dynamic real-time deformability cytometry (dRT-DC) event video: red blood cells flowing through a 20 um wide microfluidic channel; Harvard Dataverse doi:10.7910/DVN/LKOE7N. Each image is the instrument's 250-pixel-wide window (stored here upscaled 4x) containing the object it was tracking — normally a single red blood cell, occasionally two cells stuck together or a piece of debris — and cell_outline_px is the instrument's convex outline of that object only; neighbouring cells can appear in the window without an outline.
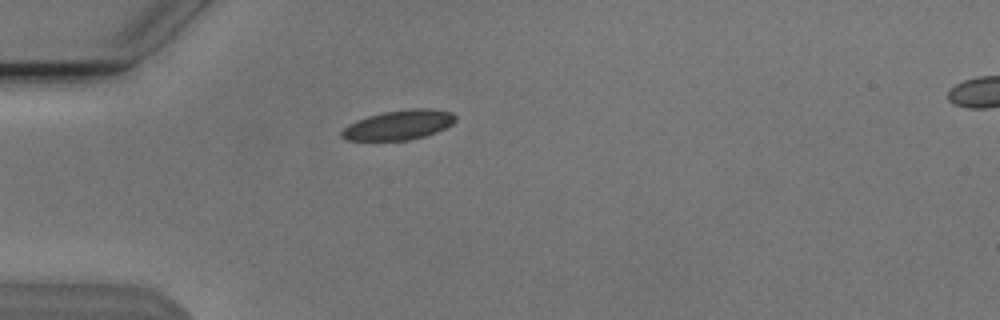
{"species": "Egyptian fruit bat (a non-hibernating species)", "species_latin": "Rousettus aegyptiacus", "temperature_condition": "cold", "stored_images_in_passage": 40, "camera_frame_rate_fps": 3000, "um_per_image_px": 0.085, "animal": {"sex": "male"}, "frame": {"image": 1, "passage_image": 1, "time_ms": 0.0, "image_size_px": [1000, 320], "cell_outline_px": [[456, 120], [452, 124], [436, 132], [424, 136], [408, 140], [348, 140], [340, 136], [340, 132], [348, 124], [356, 120], [368, 116], [384, 112], [412, 108], [432, 108], [452, 112], [456, 116]], "centroid_in_image_um": [33.9, 10.61], "position_along_channel_um": 51.1, "area_um2": 19.65}}
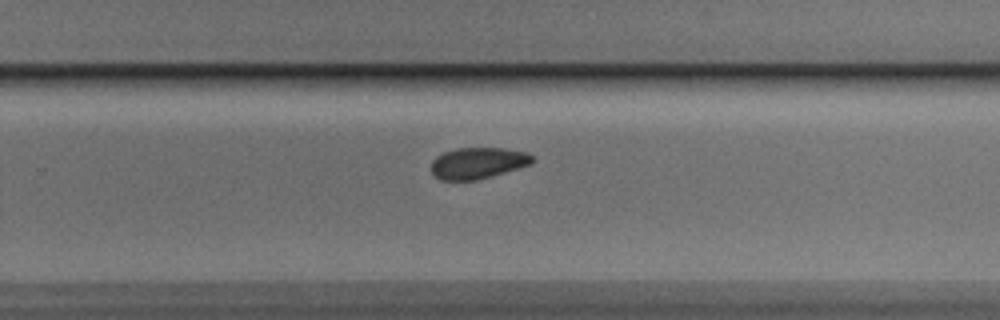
{"frame": {"image": 2, "passage_image": 21, "time_ms": 6.667, "image_size_px": [1000, 320], "cell_outline_px": [[536, 160], [532, 164], [492, 176], [476, 180], [440, 180], [432, 172], [432, 160], [436, 156], [444, 152], [456, 148], [504, 148], [528, 152]], "centroid_in_image_um": [40.65, 13.85], "position_along_channel_um": 289.1, "area_um2": 18.55}}
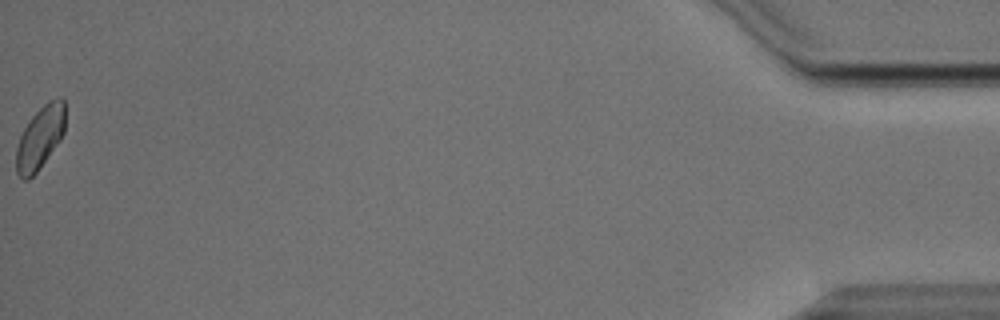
{"frame": {"image": 3, "passage_image": 40, "time_ms": 13.0, "image_size_px": [1000, 320], "cell_outline_px": [[64, 132], [60, 140], [36, 172], [28, 180], [24, 180], [16, 172], [16, 148], [20, 136], [24, 128], [32, 116], [48, 100], [60, 96], [64, 100]], "centroid_in_image_um": [3.4, 11.68], "position_along_channel_um": 431.8, "area_um2": 17.74}, "authors_computed_cell_mechanics": {"area_um2": 19.0162, "velocity_mm_per_s": 3.786, "shape_relaxation_time_tau1_ms": 4.5461, "shape_relaxation_time_tau2_ms": 3.3377, "deformation_change_tau1": 0.0806, "deformation_change_tau2": 0.0677}}